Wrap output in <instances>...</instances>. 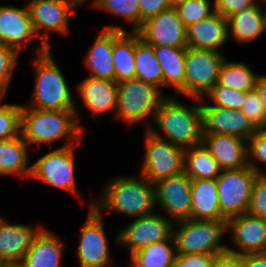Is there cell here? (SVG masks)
<instances>
[{
    "label": "cell",
    "mask_w": 266,
    "mask_h": 267,
    "mask_svg": "<svg viewBox=\"0 0 266 267\" xmlns=\"http://www.w3.org/2000/svg\"><path fill=\"white\" fill-rule=\"evenodd\" d=\"M177 97L167 95L162 99L148 130L154 136L185 150L202 143L203 118L200 103L186 105ZM154 124L160 129L153 128Z\"/></svg>",
    "instance_id": "7a4b0ae2"
},
{
    "label": "cell",
    "mask_w": 266,
    "mask_h": 267,
    "mask_svg": "<svg viewBox=\"0 0 266 267\" xmlns=\"http://www.w3.org/2000/svg\"><path fill=\"white\" fill-rule=\"evenodd\" d=\"M146 267H172L176 263L174 239H165L146 245L132 254Z\"/></svg>",
    "instance_id": "d6a6232c"
},
{
    "label": "cell",
    "mask_w": 266,
    "mask_h": 267,
    "mask_svg": "<svg viewBox=\"0 0 266 267\" xmlns=\"http://www.w3.org/2000/svg\"><path fill=\"white\" fill-rule=\"evenodd\" d=\"M228 39V21L217 12L186 27L187 47L193 49L222 53Z\"/></svg>",
    "instance_id": "44dd1931"
},
{
    "label": "cell",
    "mask_w": 266,
    "mask_h": 267,
    "mask_svg": "<svg viewBox=\"0 0 266 267\" xmlns=\"http://www.w3.org/2000/svg\"><path fill=\"white\" fill-rule=\"evenodd\" d=\"M84 129L78 125L75 110H42L22 105L20 135L29 146L65 139L61 148L79 144Z\"/></svg>",
    "instance_id": "3957f363"
},
{
    "label": "cell",
    "mask_w": 266,
    "mask_h": 267,
    "mask_svg": "<svg viewBox=\"0 0 266 267\" xmlns=\"http://www.w3.org/2000/svg\"><path fill=\"white\" fill-rule=\"evenodd\" d=\"M135 32L124 31L113 44L115 82L135 78Z\"/></svg>",
    "instance_id": "4dcf8cb0"
},
{
    "label": "cell",
    "mask_w": 266,
    "mask_h": 267,
    "mask_svg": "<svg viewBox=\"0 0 266 267\" xmlns=\"http://www.w3.org/2000/svg\"><path fill=\"white\" fill-rule=\"evenodd\" d=\"M248 165L258 174H266L259 163L266 165V131L258 130L247 140ZM257 163H256V162Z\"/></svg>",
    "instance_id": "f35d334b"
},
{
    "label": "cell",
    "mask_w": 266,
    "mask_h": 267,
    "mask_svg": "<svg viewBox=\"0 0 266 267\" xmlns=\"http://www.w3.org/2000/svg\"><path fill=\"white\" fill-rule=\"evenodd\" d=\"M141 10V27L150 17L171 8L169 0H139Z\"/></svg>",
    "instance_id": "ee69618b"
},
{
    "label": "cell",
    "mask_w": 266,
    "mask_h": 267,
    "mask_svg": "<svg viewBox=\"0 0 266 267\" xmlns=\"http://www.w3.org/2000/svg\"><path fill=\"white\" fill-rule=\"evenodd\" d=\"M248 213L266 220V174H259L253 184Z\"/></svg>",
    "instance_id": "60d3db41"
},
{
    "label": "cell",
    "mask_w": 266,
    "mask_h": 267,
    "mask_svg": "<svg viewBox=\"0 0 266 267\" xmlns=\"http://www.w3.org/2000/svg\"><path fill=\"white\" fill-rule=\"evenodd\" d=\"M43 227L15 224L5 218L0 223V258L4 263L20 264Z\"/></svg>",
    "instance_id": "7402d4cb"
},
{
    "label": "cell",
    "mask_w": 266,
    "mask_h": 267,
    "mask_svg": "<svg viewBox=\"0 0 266 267\" xmlns=\"http://www.w3.org/2000/svg\"><path fill=\"white\" fill-rule=\"evenodd\" d=\"M124 31L125 28L118 25H106L97 34L83 58V64L90 72L89 76L115 81L113 44Z\"/></svg>",
    "instance_id": "ffe728a7"
},
{
    "label": "cell",
    "mask_w": 266,
    "mask_h": 267,
    "mask_svg": "<svg viewBox=\"0 0 266 267\" xmlns=\"http://www.w3.org/2000/svg\"><path fill=\"white\" fill-rule=\"evenodd\" d=\"M0 42L20 54L23 47L37 46V35L27 5L16 7L0 4Z\"/></svg>",
    "instance_id": "ac0fdd59"
},
{
    "label": "cell",
    "mask_w": 266,
    "mask_h": 267,
    "mask_svg": "<svg viewBox=\"0 0 266 267\" xmlns=\"http://www.w3.org/2000/svg\"><path fill=\"white\" fill-rule=\"evenodd\" d=\"M215 12L222 15L224 18H228L231 15L242 11L245 8L254 6L256 0H214Z\"/></svg>",
    "instance_id": "7bdbcfd3"
},
{
    "label": "cell",
    "mask_w": 266,
    "mask_h": 267,
    "mask_svg": "<svg viewBox=\"0 0 266 267\" xmlns=\"http://www.w3.org/2000/svg\"><path fill=\"white\" fill-rule=\"evenodd\" d=\"M20 55L16 49L0 42V96L7 94Z\"/></svg>",
    "instance_id": "8d00e7d4"
},
{
    "label": "cell",
    "mask_w": 266,
    "mask_h": 267,
    "mask_svg": "<svg viewBox=\"0 0 266 267\" xmlns=\"http://www.w3.org/2000/svg\"><path fill=\"white\" fill-rule=\"evenodd\" d=\"M245 267H266V252L250 253L241 256Z\"/></svg>",
    "instance_id": "bcb514c9"
},
{
    "label": "cell",
    "mask_w": 266,
    "mask_h": 267,
    "mask_svg": "<svg viewBox=\"0 0 266 267\" xmlns=\"http://www.w3.org/2000/svg\"><path fill=\"white\" fill-rule=\"evenodd\" d=\"M183 164L191 179H216L221 173L218 162L203 143L184 150Z\"/></svg>",
    "instance_id": "f546056e"
},
{
    "label": "cell",
    "mask_w": 266,
    "mask_h": 267,
    "mask_svg": "<svg viewBox=\"0 0 266 267\" xmlns=\"http://www.w3.org/2000/svg\"><path fill=\"white\" fill-rule=\"evenodd\" d=\"M163 74V88L173 87L174 96L185 95V54L186 48L153 46Z\"/></svg>",
    "instance_id": "4316f807"
},
{
    "label": "cell",
    "mask_w": 266,
    "mask_h": 267,
    "mask_svg": "<svg viewBox=\"0 0 266 267\" xmlns=\"http://www.w3.org/2000/svg\"><path fill=\"white\" fill-rule=\"evenodd\" d=\"M4 264V262L0 258V267Z\"/></svg>",
    "instance_id": "11a10c76"
},
{
    "label": "cell",
    "mask_w": 266,
    "mask_h": 267,
    "mask_svg": "<svg viewBox=\"0 0 266 267\" xmlns=\"http://www.w3.org/2000/svg\"><path fill=\"white\" fill-rule=\"evenodd\" d=\"M212 267H245V265L241 256H234L227 253L225 255L218 256Z\"/></svg>",
    "instance_id": "f6af8a7d"
},
{
    "label": "cell",
    "mask_w": 266,
    "mask_h": 267,
    "mask_svg": "<svg viewBox=\"0 0 266 267\" xmlns=\"http://www.w3.org/2000/svg\"><path fill=\"white\" fill-rule=\"evenodd\" d=\"M92 7L105 11L109 15L122 18L133 25V32L141 28V10L139 0H92Z\"/></svg>",
    "instance_id": "836d02e7"
},
{
    "label": "cell",
    "mask_w": 266,
    "mask_h": 267,
    "mask_svg": "<svg viewBox=\"0 0 266 267\" xmlns=\"http://www.w3.org/2000/svg\"><path fill=\"white\" fill-rule=\"evenodd\" d=\"M174 223L165 214L157 212L133 219L128 225L117 232L115 244L128 247L129 254L154 242L173 238Z\"/></svg>",
    "instance_id": "4fadbf2b"
},
{
    "label": "cell",
    "mask_w": 266,
    "mask_h": 267,
    "mask_svg": "<svg viewBox=\"0 0 266 267\" xmlns=\"http://www.w3.org/2000/svg\"><path fill=\"white\" fill-rule=\"evenodd\" d=\"M34 87L27 107L42 110H74L72 91L51 49L32 59Z\"/></svg>",
    "instance_id": "277c9868"
},
{
    "label": "cell",
    "mask_w": 266,
    "mask_h": 267,
    "mask_svg": "<svg viewBox=\"0 0 266 267\" xmlns=\"http://www.w3.org/2000/svg\"><path fill=\"white\" fill-rule=\"evenodd\" d=\"M256 91L266 111V75H260L256 83Z\"/></svg>",
    "instance_id": "7dc6e473"
},
{
    "label": "cell",
    "mask_w": 266,
    "mask_h": 267,
    "mask_svg": "<svg viewBox=\"0 0 266 267\" xmlns=\"http://www.w3.org/2000/svg\"><path fill=\"white\" fill-rule=\"evenodd\" d=\"M259 3L227 18L228 37L236 43H250L265 33L264 8Z\"/></svg>",
    "instance_id": "484cf974"
},
{
    "label": "cell",
    "mask_w": 266,
    "mask_h": 267,
    "mask_svg": "<svg viewBox=\"0 0 266 267\" xmlns=\"http://www.w3.org/2000/svg\"><path fill=\"white\" fill-rule=\"evenodd\" d=\"M226 232L234 247L229 248L227 253L234 256H243L250 253L266 252V220L244 213L226 220Z\"/></svg>",
    "instance_id": "9a60e30c"
},
{
    "label": "cell",
    "mask_w": 266,
    "mask_h": 267,
    "mask_svg": "<svg viewBox=\"0 0 266 267\" xmlns=\"http://www.w3.org/2000/svg\"><path fill=\"white\" fill-rule=\"evenodd\" d=\"M86 221L81 227L76 260L80 267H110L112 257L106 236L103 215L89 207Z\"/></svg>",
    "instance_id": "7c38bea8"
},
{
    "label": "cell",
    "mask_w": 266,
    "mask_h": 267,
    "mask_svg": "<svg viewBox=\"0 0 266 267\" xmlns=\"http://www.w3.org/2000/svg\"><path fill=\"white\" fill-rule=\"evenodd\" d=\"M145 155L140 174L152 183L184 171V149L145 130Z\"/></svg>",
    "instance_id": "8fae6325"
},
{
    "label": "cell",
    "mask_w": 266,
    "mask_h": 267,
    "mask_svg": "<svg viewBox=\"0 0 266 267\" xmlns=\"http://www.w3.org/2000/svg\"><path fill=\"white\" fill-rule=\"evenodd\" d=\"M67 3H70L74 8L79 7L82 3H86L85 0H61Z\"/></svg>",
    "instance_id": "681fc988"
},
{
    "label": "cell",
    "mask_w": 266,
    "mask_h": 267,
    "mask_svg": "<svg viewBox=\"0 0 266 267\" xmlns=\"http://www.w3.org/2000/svg\"><path fill=\"white\" fill-rule=\"evenodd\" d=\"M137 32L152 46L187 48L186 27L174 7L148 18Z\"/></svg>",
    "instance_id": "e0dca14e"
},
{
    "label": "cell",
    "mask_w": 266,
    "mask_h": 267,
    "mask_svg": "<svg viewBox=\"0 0 266 267\" xmlns=\"http://www.w3.org/2000/svg\"><path fill=\"white\" fill-rule=\"evenodd\" d=\"M190 219L227 220L219 206L216 179H192Z\"/></svg>",
    "instance_id": "d4e9b609"
},
{
    "label": "cell",
    "mask_w": 266,
    "mask_h": 267,
    "mask_svg": "<svg viewBox=\"0 0 266 267\" xmlns=\"http://www.w3.org/2000/svg\"><path fill=\"white\" fill-rule=\"evenodd\" d=\"M1 267H22L21 264L4 263Z\"/></svg>",
    "instance_id": "816d5d0a"
},
{
    "label": "cell",
    "mask_w": 266,
    "mask_h": 267,
    "mask_svg": "<svg viewBox=\"0 0 266 267\" xmlns=\"http://www.w3.org/2000/svg\"><path fill=\"white\" fill-rule=\"evenodd\" d=\"M259 76L243 61L231 62L226 57L220 68L218 84L247 93L256 88Z\"/></svg>",
    "instance_id": "1f68e13d"
},
{
    "label": "cell",
    "mask_w": 266,
    "mask_h": 267,
    "mask_svg": "<svg viewBox=\"0 0 266 267\" xmlns=\"http://www.w3.org/2000/svg\"><path fill=\"white\" fill-rule=\"evenodd\" d=\"M205 98L211 100V104L214 106L231 110H241L246 98V93L217 84L204 99Z\"/></svg>",
    "instance_id": "74e56055"
},
{
    "label": "cell",
    "mask_w": 266,
    "mask_h": 267,
    "mask_svg": "<svg viewBox=\"0 0 266 267\" xmlns=\"http://www.w3.org/2000/svg\"><path fill=\"white\" fill-rule=\"evenodd\" d=\"M76 144L55 148L45 153L32 165V178L55 188L76 194Z\"/></svg>",
    "instance_id": "9c48e42d"
},
{
    "label": "cell",
    "mask_w": 266,
    "mask_h": 267,
    "mask_svg": "<svg viewBox=\"0 0 266 267\" xmlns=\"http://www.w3.org/2000/svg\"><path fill=\"white\" fill-rule=\"evenodd\" d=\"M225 234L226 220L187 219L173 225L177 254L225 255L227 245L220 244Z\"/></svg>",
    "instance_id": "8992f818"
},
{
    "label": "cell",
    "mask_w": 266,
    "mask_h": 267,
    "mask_svg": "<svg viewBox=\"0 0 266 267\" xmlns=\"http://www.w3.org/2000/svg\"><path fill=\"white\" fill-rule=\"evenodd\" d=\"M185 27L215 13L214 0H186L174 7Z\"/></svg>",
    "instance_id": "d590c367"
},
{
    "label": "cell",
    "mask_w": 266,
    "mask_h": 267,
    "mask_svg": "<svg viewBox=\"0 0 266 267\" xmlns=\"http://www.w3.org/2000/svg\"><path fill=\"white\" fill-rule=\"evenodd\" d=\"M202 143L213 155L221 170L248 165L247 140L227 134H204Z\"/></svg>",
    "instance_id": "603a6c76"
},
{
    "label": "cell",
    "mask_w": 266,
    "mask_h": 267,
    "mask_svg": "<svg viewBox=\"0 0 266 267\" xmlns=\"http://www.w3.org/2000/svg\"><path fill=\"white\" fill-rule=\"evenodd\" d=\"M92 201L89 207L99 213L114 212L133 219L154 213L156 209L154 185L140 173L116 176L104 184L102 195Z\"/></svg>",
    "instance_id": "6da1fadb"
},
{
    "label": "cell",
    "mask_w": 266,
    "mask_h": 267,
    "mask_svg": "<svg viewBox=\"0 0 266 267\" xmlns=\"http://www.w3.org/2000/svg\"><path fill=\"white\" fill-rule=\"evenodd\" d=\"M191 183L192 179L184 171L153 183L156 206L173 223L190 219Z\"/></svg>",
    "instance_id": "5bb4252c"
},
{
    "label": "cell",
    "mask_w": 266,
    "mask_h": 267,
    "mask_svg": "<svg viewBox=\"0 0 266 267\" xmlns=\"http://www.w3.org/2000/svg\"><path fill=\"white\" fill-rule=\"evenodd\" d=\"M264 17H265V32H266V10H264Z\"/></svg>",
    "instance_id": "f5cc1de1"
},
{
    "label": "cell",
    "mask_w": 266,
    "mask_h": 267,
    "mask_svg": "<svg viewBox=\"0 0 266 267\" xmlns=\"http://www.w3.org/2000/svg\"><path fill=\"white\" fill-rule=\"evenodd\" d=\"M134 58L136 63L135 78L154 85L162 92L163 74L160 63L156 58L153 46L147 44L138 32H135Z\"/></svg>",
    "instance_id": "f1b7e54d"
},
{
    "label": "cell",
    "mask_w": 266,
    "mask_h": 267,
    "mask_svg": "<svg viewBox=\"0 0 266 267\" xmlns=\"http://www.w3.org/2000/svg\"><path fill=\"white\" fill-rule=\"evenodd\" d=\"M186 0H169L171 7H176L178 4L185 2Z\"/></svg>",
    "instance_id": "f907efd6"
},
{
    "label": "cell",
    "mask_w": 266,
    "mask_h": 267,
    "mask_svg": "<svg viewBox=\"0 0 266 267\" xmlns=\"http://www.w3.org/2000/svg\"><path fill=\"white\" fill-rule=\"evenodd\" d=\"M258 175L249 165L221 170L216 178L217 192L221 213L226 219L248 212L253 184Z\"/></svg>",
    "instance_id": "ba28073f"
},
{
    "label": "cell",
    "mask_w": 266,
    "mask_h": 267,
    "mask_svg": "<svg viewBox=\"0 0 266 267\" xmlns=\"http://www.w3.org/2000/svg\"><path fill=\"white\" fill-rule=\"evenodd\" d=\"M117 89L115 118L127 123L129 127L143 122L145 130H148L166 94L163 95L154 85L136 78L117 83Z\"/></svg>",
    "instance_id": "5b68a950"
},
{
    "label": "cell",
    "mask_w": 266,
    "mask_h": 267,
    "mask_svg": "<svg viewBox=\"0 0 266 267\" xmlns=\"http://www.w3.org/2000/svg\"><path fill=\"white\" fill-rule=\"evenodd\" d=\"M217 255L212 254H177L172 267H212Z\"/></svg>",
    "instance_id": "b9f144b4"
},
{
    "label": "cell",
    "mask_w": 266,
    "mask_h": 267,
    "mask_svg": "<svg viewBox=\"0 0 266 267\" xmlns=\"http://www.w3.org/2000/svg\"><path fill=\"white\" fill-rule=\"evenodd\" d=\"M204 134H227L248 140L258 129L241 110L200 103Z\"/></svg>",
    "instance_id": "d6986e66"
},
{
    "label": "cell",
    "mask_w": 266,
    "mask_h": 267,
    "mask_svg": "<svg viewBox=\"0 0 266 267\" xmlns=\"http://www.w3.org/2000/svg\"><path fill=\"white\" fill-rule=\"evenodd\" d=\"M76 90L77 97L79 96L81 99L80 103L73 101L78 125L80 117L83 118L78 110L81 106L91 112L93 120L97 119L96 117L99 114L101 115L108 111L113 112L112 114L115 117L118 98L117 83L115 81L86 76L77 84Z\"/></svg>",
    "instance_id": "2e32d148"
},
{
    "label": "cell",
    "mask_w": 266,
    "mask_h": 267,
    "mask_svg": "<svg viewBox=\"0 0 266 267\" xmlns=\"http://www.w3.org/2000/svg\"><path fill=\"white\" fill-rule=\"evenodd\" d=\"M28 143L20 136L0 141V176L14 175L30 178L32 165L29 163Z\"/></svg>",
    "instance_id": "83f0119b"
},
{
    "label": "cell",
    "mask_w": 266,
    "mask_h": 267,
    "mask_svg": "<svg viewBox=\"0 0 266 267\" xmlns=\"http://www.w3.org/2000/svg\"><path fill=\"white\" fill-rule=\"evenodd\" d=\"M0 96V141L20 136L21 104L5 103Z\"/></svg>",
    "instance_id": "e575fe53"
},
{
    "label": "cell",
    "mask_w": 266,
    "mask_h": 267,
    "mask_svg": "<svg viewBox=\"0 0 266 267\" xmlns=\"http://www.w3.org/2000/svg\"><path fill=\"white\" fill-rule=\"evenodd\" d=\"M63 241L44 227L34 237L31 248L20 263L22 267H61Z\"/></svg>",
    "instance_id": "cb8c5ba5"
},
{
    "label": "cell",
    "mask_w": 266,
    "mask_h": 267,
    "mask_svg": "<svg viewBox=\"0 0 266 267\" xmlns=\"http://www.w3.org/2000/svg\"><path fill=\"white\" fill-rule=\"evenodd\" d=\"M26 5L34 31L41 39L39 46L34 49L36 55L52 49L50 35L53 32L62 36L69 34L70 15L74 11L70 3L61 0H31Z\"/></svg>",
    "instance_id": "30bf717a"
},
{
    "label": "cell",
    "mask_w": 266,
    "mask_h": 267,
    "mask_svg": "<svg viewBox=\"0 0 266 267\" xmlns=\"http://www.w3.org/2000/svg\"><path fill=\"white\" fill-rule=\"evenodd\" d=\"M241 111L258 130L266 129V111L256 89L246 93Z\"/></svg>",
    "instance_id": "ab89813d"
},
{
    "label": "cell",
    "mask_w": 266,
    "mask_h": 267,
    "mask_svg": "<svg viewBox=\"0 0 266 267\" xmlns=\"http://www.w3.org/2000/svg\"><path fill=\"white\" fill-rule=\"evenodd\" d=\"M217 51L186 48L185 96L197 102L217 84L221 65L226 57Z\"/></svg>",
    "instance_id": "52a82bcc"
},
{
    "label": "cell",
    "mask_w": 266,
    "mask_h": 267,
    "mask_svg": "<svg viewBox=\"0 0 266 267\" xmlns=\"http://www.w3.org/2000/svg\"><path fill=\"white\" fill-rule=\"evenodd\" d=\"M130 256V267H146L142 263H140L132 254Z\"/></svg>",
    "instance_id": "c3c4849f"
},
{
    "label": "cell",
    "mask_w": 266,
    "mask_h": 267,
    "mask_svg": "<svg viewBox=\"0 0 266 267\" xmlns=\"http://www.w3.org/2000/svg\"><path fill=\"white\" fill-rule=\"evenodd\" d=\"M4 220L3 216L0 215V223Z\"/></svg>",
    "instance_id": "db71d44e"
}]
</instances>
